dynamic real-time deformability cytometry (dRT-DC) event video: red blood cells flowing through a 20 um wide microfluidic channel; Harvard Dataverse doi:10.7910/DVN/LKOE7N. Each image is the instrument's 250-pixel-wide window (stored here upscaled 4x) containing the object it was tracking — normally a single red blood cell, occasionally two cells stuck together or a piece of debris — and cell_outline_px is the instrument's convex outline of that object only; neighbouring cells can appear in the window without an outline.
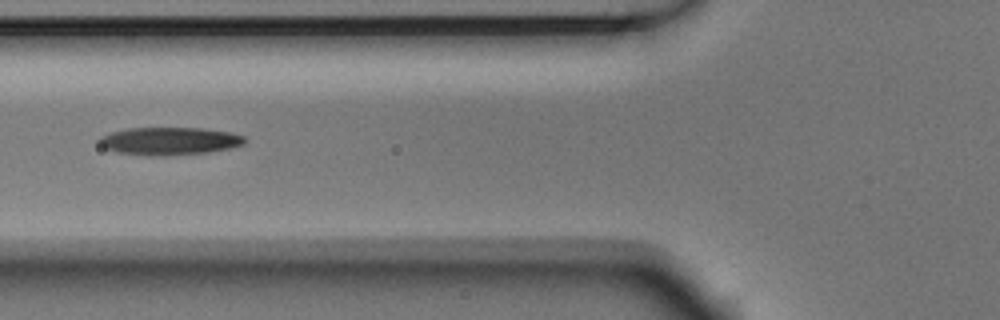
{"species": "Egyptian fruit bat (a non-hibernating species)", "species_latin": "Rousettus aegyptiacus", "temperature_condition": "room temperature", "stored_images_in_passage": 8, "camera_frame_rate_fps": 3000, "um_per_image_px": 0.085, "animal": {"sex": "male"}, "frame": {"image": 1, "passage_image": 5, "time_ms": 1.333, "image_size_px": [1000, 320], "cell_outline_px": [[248, 140], [244, 144], [232, 148], [208, 152], [168, 156], [148, 156], [116, 152], [104, 148], [100, 144], [100, 136], [112, 132], [128, 128], [200, 128], [232, 132], [244, 136]], "centroid_in_image_um": [14.44, 12.0], "position_along_channel_um": 111.4, "area_um2": 23.76}}
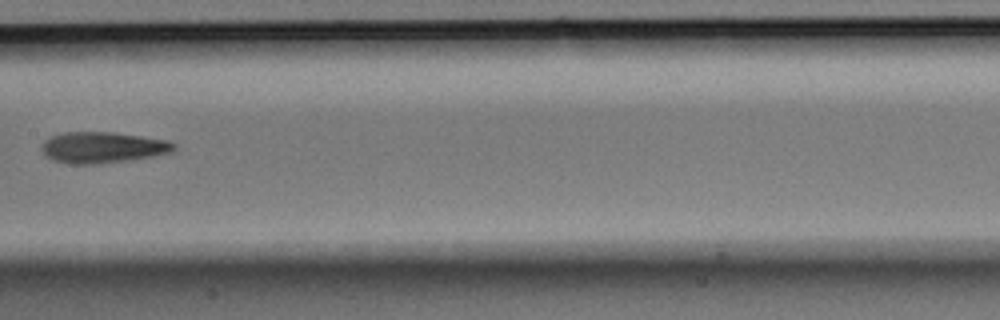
{"frame": {"image": 2, "passage_image": 7, "time_ms": 2.0, "image_size_px": [1000, 320], "cell_outline_px": [[176, 148], [168, 152], [152, 156], [96, 164], [68, 164], [52, 160], [44, 156], [40, 148], [44, 140], [52, 136], [64, 132], [112, 132], [168, 140], [176, 144]], "centroid_in_image_um": [8.65, 12.53], "position_along_channel_um": 198.8, "area_um2": 23.87}}
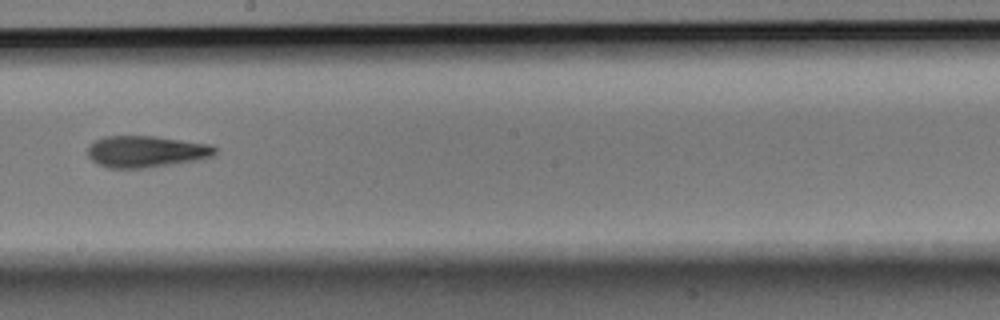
{"frame": {"image": 3, "passage_image": 8, "time_ms": 2.333, "image_size_px": [1000, 320], "cell_outline_px": [[216, 152], [212, 156], [192, 160], [144, 168], [108, 168], [96, 164], [88, 156], [88, 144], [104, 136], [156, 136], [212, 144], [216, 148]], "centroid_in_image_um": [12.37, 12.87], "position_along_channel_um": 235.8, "area_um2": 23.35}}